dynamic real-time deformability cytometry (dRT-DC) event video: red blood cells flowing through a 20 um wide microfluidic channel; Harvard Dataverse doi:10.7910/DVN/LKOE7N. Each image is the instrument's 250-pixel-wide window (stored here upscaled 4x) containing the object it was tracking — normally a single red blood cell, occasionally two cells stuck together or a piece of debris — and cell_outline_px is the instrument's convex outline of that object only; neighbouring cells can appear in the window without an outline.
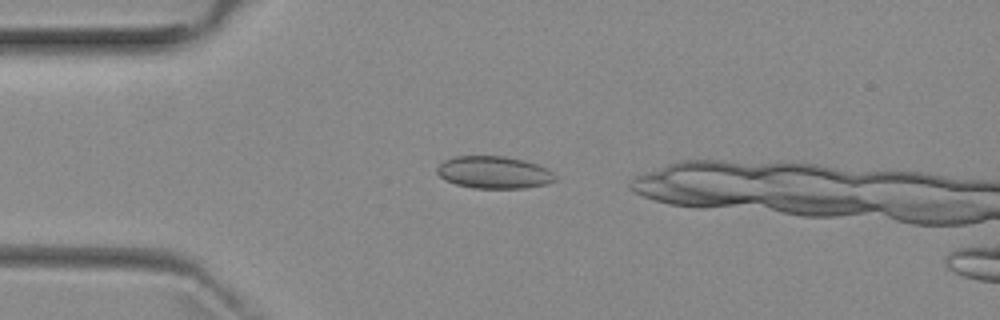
{"species": "common noctule bat (a hibernating species)", "species_latin": "Nyctalus noctula", "temperature_condition": "room temperature", "stored_images_in_passage": 3, "camera_frame_rate_fps": 3000, "um_per_image_px": 0.085, "animal": {"sex": "female", "body_mass_g": 29.2, "forearm_length_mm": 56.3}, "frame": {"image": 1, "passage_image": 1, "time_ms": 0.0, "image_size_px": [1000, 320], "cell_outline_px": [[556, 180], [548, 184], [524, 188], [472, 188], [456, 184], [444, 180], [436, 172], [436, 168], [444, 160], [452, 156], [504, 156], [524, 160], [548, 168], [556, 176]], "centroid_in_image_um": [41.98, 14.65], "position_along_channel_um": 43.0, "area_um2": 22.43}}